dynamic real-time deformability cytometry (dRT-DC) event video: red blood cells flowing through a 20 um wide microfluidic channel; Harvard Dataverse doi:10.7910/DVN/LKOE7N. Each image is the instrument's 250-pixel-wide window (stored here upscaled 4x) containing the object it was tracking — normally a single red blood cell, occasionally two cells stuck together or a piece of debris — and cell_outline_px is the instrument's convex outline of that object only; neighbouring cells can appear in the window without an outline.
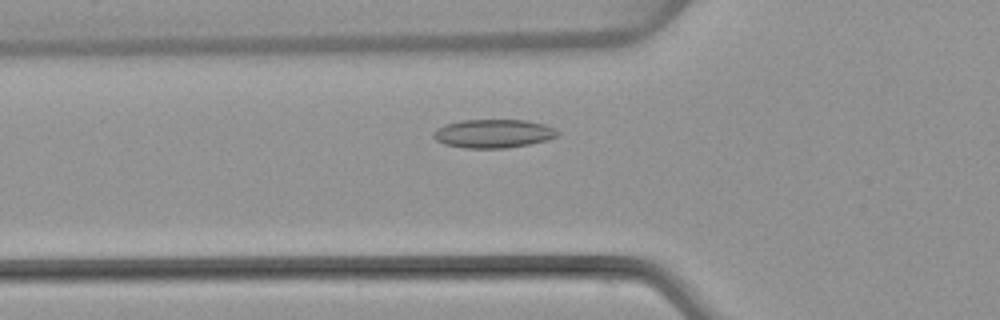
{"species": "common noctule bat (a hibernating species)", "species_latin": "Nyctalus noctula", "temperature_condition": "warm", "stored_images_in_passage": 46, "camera_frame_rate_fps": 3000, "um_per_image_px": 0.085, "animal": {"sex": "female", "body_mass_g": 22.7, "forearm_length_mm": 54.2}, "frame": {"image": 1, "passage_image": 13, "time_ms": 4.0, "image_size_px": [1000, 320], "cell_outline_px": [[560, 136], [548, 140], [508, 148], [464, 148], [444, 144], [436, 140], [432, 136], [432, 132], [444, 124], [460, 120], [524, 120], [544, 124], [556, 128], [560, 132]], "centroid_in_image_um": [41.95, 11.35], "position_along_channel_um": 83.8, "area_um2": 20.92}}
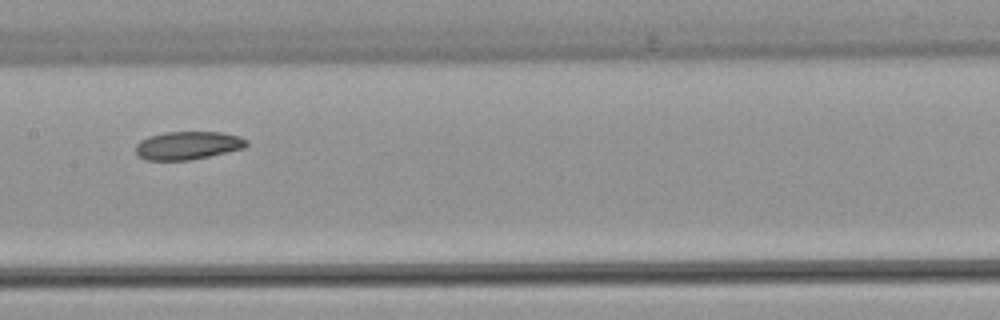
{"frame": {"image": 2, "passage_image": 21, "time_ms": 6.667, "image_size_px": [1000, 320], "cell_outline_px": [[248, 144], [244, 148], [192, 160], [144, 160], [136, 152], [136, 144], [140, 140], [148, 136], [164, 132], [220, 132], [240, 136], [248, 140]], "centroid_in_image_um": [15.96, 12.36], "position_along_channel_um": 191.4, "area_um2": 18.26}}
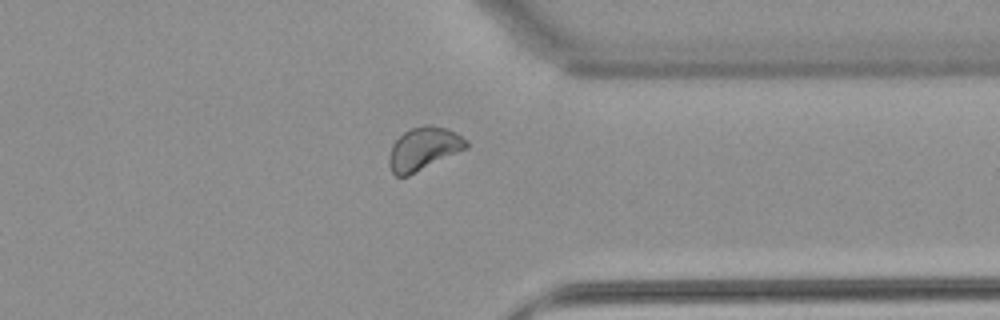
{"frame": {"image": 3, "passage_image": 35, "time_ms": 11.333, "image_size_px": [1000, 320], "cell_outline_px": [[468, 148], [408, 176], [396, 176], [392, 172], [388, 164], [388, 156], [392, 144], [404, 132], [412, 128], [424, 124], [428, 124], [448, 128], [456, 132], [468, 140]], "centroid_in_image_um": [36.02, 12.63], "position_along_channel_um": 375.4, "area_um2": 19.54}, "authors_computed_cell_mechanics": {"area_um2": 19.1896, "velocity_mm_per_s": 4.0209, "shape_relaxation_time_tau1_ms": 10.5753, "shape_relaxation_time_tau2_ms": null, "deformation_change_tau1": 0.124, "deformation_change_tau2": null}}